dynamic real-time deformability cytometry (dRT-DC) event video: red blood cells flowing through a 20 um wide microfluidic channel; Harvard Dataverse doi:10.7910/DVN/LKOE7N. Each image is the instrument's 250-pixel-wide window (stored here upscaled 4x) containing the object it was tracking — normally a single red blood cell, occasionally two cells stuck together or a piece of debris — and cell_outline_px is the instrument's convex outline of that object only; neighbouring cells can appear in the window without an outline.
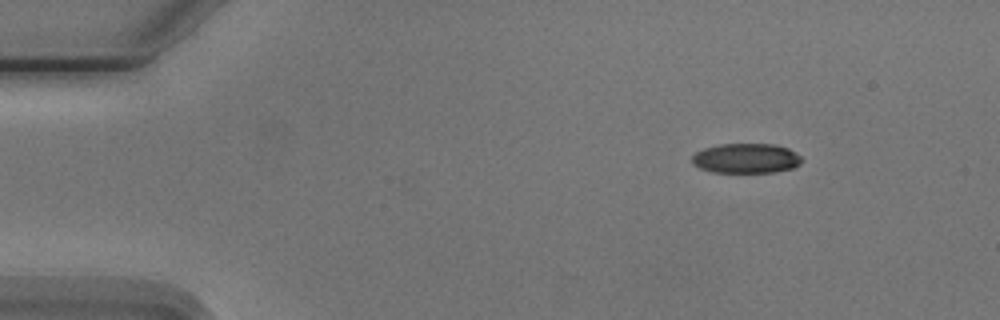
{"species": "Egyptian fruit bat (a non-hibernating species)", "species_latin": "Rousettus aegyptiacus", "temperature_condition": "cold", "stored_images_in_passage": 8, "camera_frame_rate_fps": 3000, "um_per_image_px": 0.085, "animal": {"sex": "male"}, "frame": {"image": 1, "passage_image": 1, "time_ms": 0.0, "image_size_px": [1000, 320], "cell_outline_px": [[804, 160], [800, 164], [792, 168], [772, 172], [712, 172], [700, 168], [692, 164], [692, 156], [696, 152], [704, 148], [720, 144], [776, 144], [788, 148], [796, 152]], "centroid_in_image_um": [63.43, 13.45], "position_along_channel_um": 21.6, "area_um2": 19.13}}
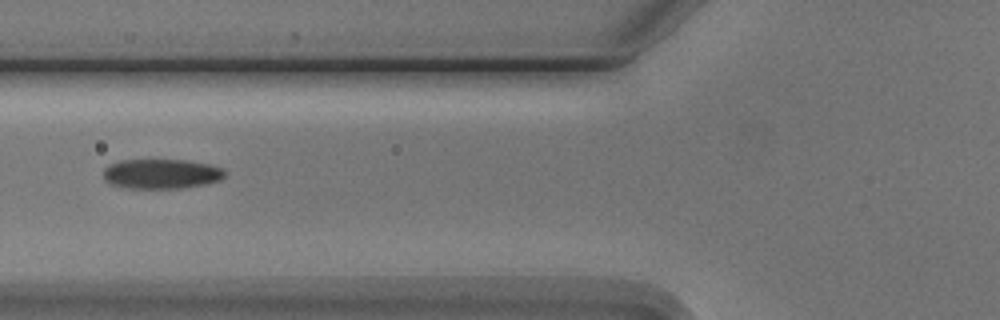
{"frame": {"image": 2, "passage_image": 5, "time_ms": 4.667, "image_size_px": [1000, 320], "cell_outline_px": [[224, 176], [220, 180], [208, 184], [184, 188], [120, 188], [108, 184], [104, 180], [104, 168], [108, 164], [120, 160], [184, 160], [208, 164], [224, 168]], "centroid_in_image_um": [13.68, 14.79], "position_along_channel_um": 112.1, "area_um2": 21.39}}
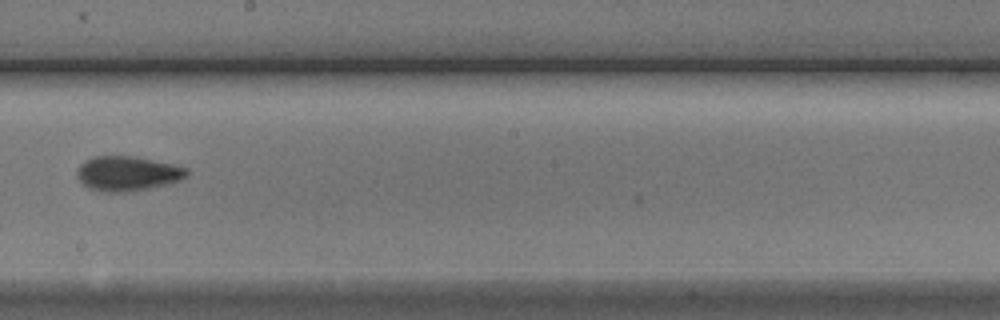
{"frame": {"image": 3, "passage_image": 8, "time_ms": 8.0, "image_size_px": [1000, 320], "cell_outline_px": [[188, 176], [180, 180], [148, 188], [128, 192], [100, 192], [88, 188], [76, 176], [76, 172], [80, 164], [92, 156], [136, 156], [172, 164], [188, 168]], "centroid_in_image_um": [10.81, 14.74], "position_along_channel_um": 237.4, "area_um2": 22.25}}